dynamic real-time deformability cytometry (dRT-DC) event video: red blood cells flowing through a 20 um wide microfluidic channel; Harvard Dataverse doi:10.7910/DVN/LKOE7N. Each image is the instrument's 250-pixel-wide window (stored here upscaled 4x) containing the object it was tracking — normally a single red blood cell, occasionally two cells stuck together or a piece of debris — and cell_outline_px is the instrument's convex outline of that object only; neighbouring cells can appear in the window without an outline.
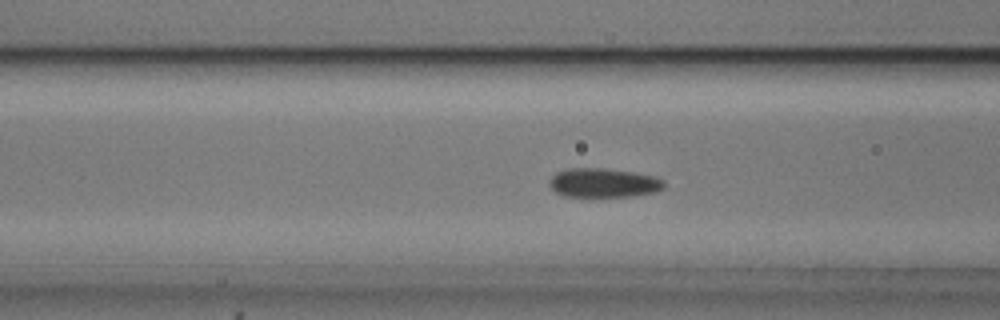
{"species": "common noctule bat (a hibernating species)", "species_latin": "Nyctalus noctula", "temperature_condition": "cold", "stored_images_in_passage": 54, "camera_frame_rate_fps": 3000, "um_per_image_px": 0.085, "animal": {"sex": "male", "body_mass_g": 20.5, "forearm_length_mm": 52.5}, "frame": {"image": 1, "passage_image": 21, "time_ms": 6.667, "image_size_px": [1000, 320], "cell_outline_px": [[664, 188], [656, 192], [632, 196], [564, 196], [556, 192], [548, 184], [552, 176], [556, 172], [568, 168], [604, 168], [632, 172], [656, 176], [664, 180]], "centroid_in_image_um": [51.31, 15.53], "position_along_channel_um": 115.3, "area_um2": 19.48}}
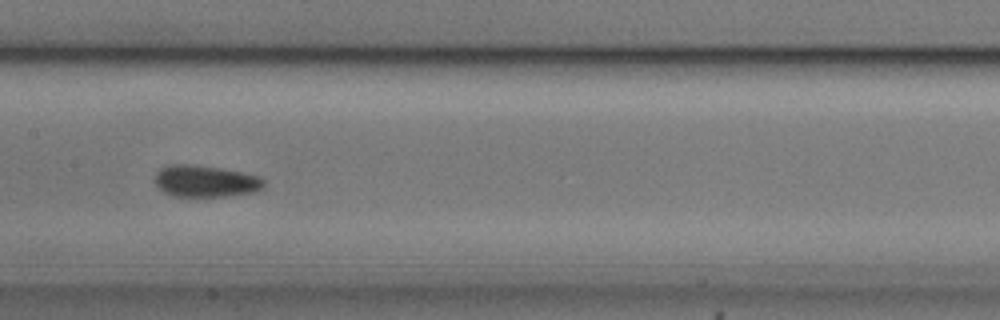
{"frame": {"image": 2, "passage_image": 27, "time_ms": 8.667, "image_size_px": [1000, 320], "cell_outline_px": [[264, 188], [252, 192], [224, 196], [176, 196], [164, 192], [152, 180], [156, 172], [164, 164], [196, 164], [220, 168], [260, 176], [264, 180]], "centroid_in_image_um": [17.41, 15.38], "position_along_channel_um": 190.0, "area_um2": 20.29}}
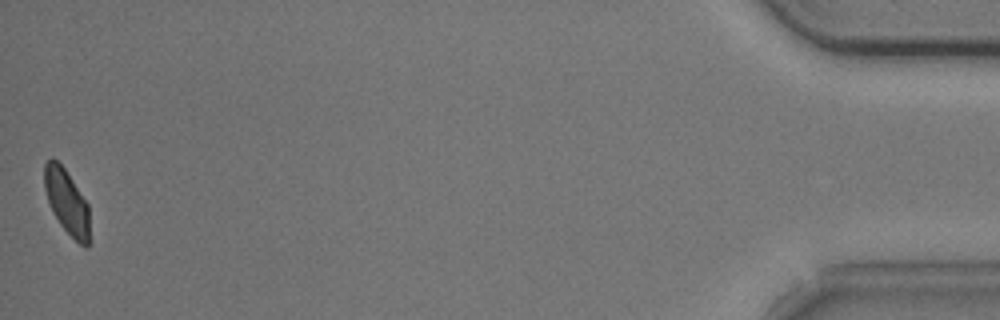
{"frame": {"image": 3, "passage_image": 54, "time_ms": 17.667, "image_size_px": [1000, 320], "cell_outline_px": [[88, 248], [84, 248], [60, 224], [52, 212], [44, 188], [44, 164], [52, 156], [64, 168], [88, 204]], "centroid_in_image_um": [5.65, 17.13], "position_along_channel_um": 429.6, "area_um2": 16.7}, "authors_computed_cell_mechanics": {"area_um2": 19.1318, "velocity_mm_per_s": 3.7223, "shape_relaxation_time_tau1_ms": 7.1598, "shape_relaxation_time_tau2_ms": 2.6818, "deformation_change_tau1": 0.1267, "deformation_change_tau2": 0.0704}}